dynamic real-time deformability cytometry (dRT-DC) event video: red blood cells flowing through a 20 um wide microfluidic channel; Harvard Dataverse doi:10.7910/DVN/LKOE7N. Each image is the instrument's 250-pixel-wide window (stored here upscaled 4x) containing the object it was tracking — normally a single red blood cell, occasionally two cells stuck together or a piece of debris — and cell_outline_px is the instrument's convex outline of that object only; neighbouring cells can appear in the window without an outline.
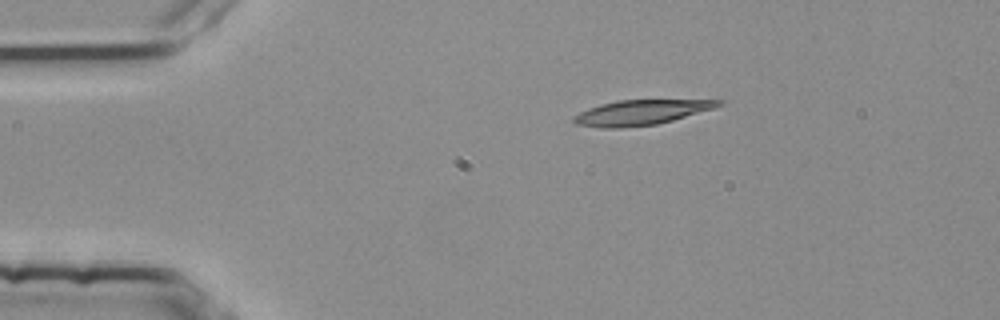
{"species": "common noctule bat (a hibernating species)", "species_latin": "Nyctalus noctula", "temperature_condition": "room temperature", "stored_images_in_passage": 45, "camera_frame_rate_fps": 3000, "um_per_image_px": 0.085, "animal": {"sex": "female", "body_mass_g": 25.1}, "frame": {"image": 1, "passage_image": 1, "time_ms": 0.0, "image_size_px": [1000, 320], "cell_outline_px": [[724, 104], [712, 108], [672, 120], [656, 124], [620, 128], [600, 128], [576, 124], [572, 120], [572, 116], [588, 108], [600, 104], [620, 100], [724, 100]], "centroid_in_image_um": [54.42, 9.56], "position_along_channel_um": 30.6, "area_um2": 20.87}}
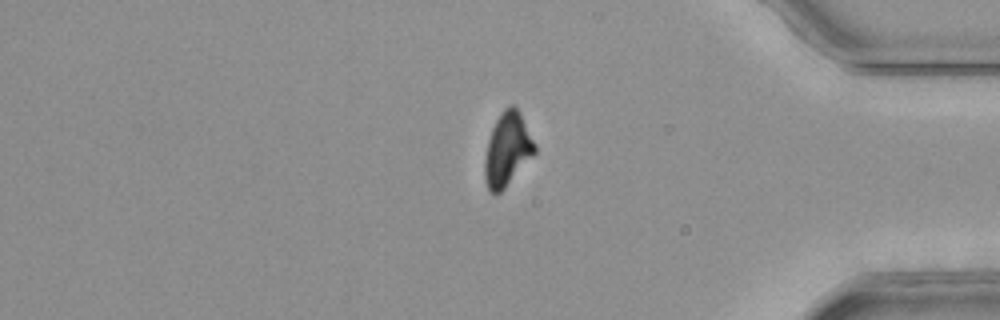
{"frame": {"image": 2, "passage_image": 36, "time_ms": 11.667, "image_size_px": [1000, 320], "cell_outline_px": [[536, 152], [504, 188], [496, 196], [488, 188], [484, 180], [484, 160], [488, 140], [492, 128], [500, 112], [508, 104], [516, 104], [536, 144]], "centroid_in_image_um": [43.12, 12.66], "position_along_channel_um": 392.1, "area_um2": 21.5}}
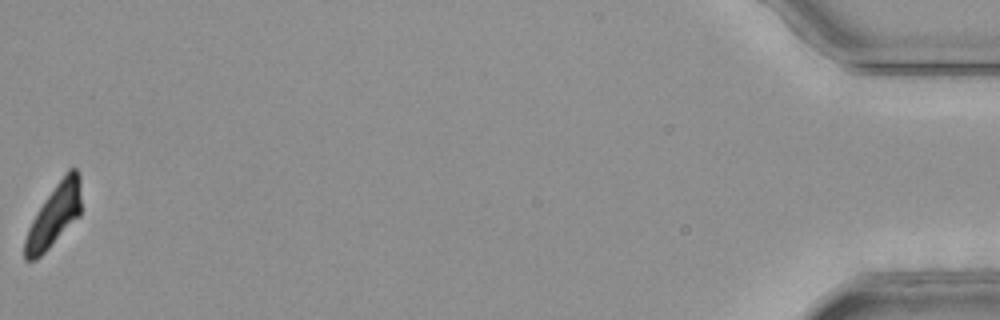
{"frame": {"image": 3, "passage_image": 45, "time_ms": 14.667, "image_size_px": [1000, 320], "cell_outline_px": [[80, 216], [36, 260], [24, 260], [24, 240], [28, 228], [32, 220], [44, 200], [68, 168], [76, 168], [80, 176]], "centroid_in_image_um": [4.6, 18.3], "position_along_channel_um": 430.6, "area_um2": 20.17}}